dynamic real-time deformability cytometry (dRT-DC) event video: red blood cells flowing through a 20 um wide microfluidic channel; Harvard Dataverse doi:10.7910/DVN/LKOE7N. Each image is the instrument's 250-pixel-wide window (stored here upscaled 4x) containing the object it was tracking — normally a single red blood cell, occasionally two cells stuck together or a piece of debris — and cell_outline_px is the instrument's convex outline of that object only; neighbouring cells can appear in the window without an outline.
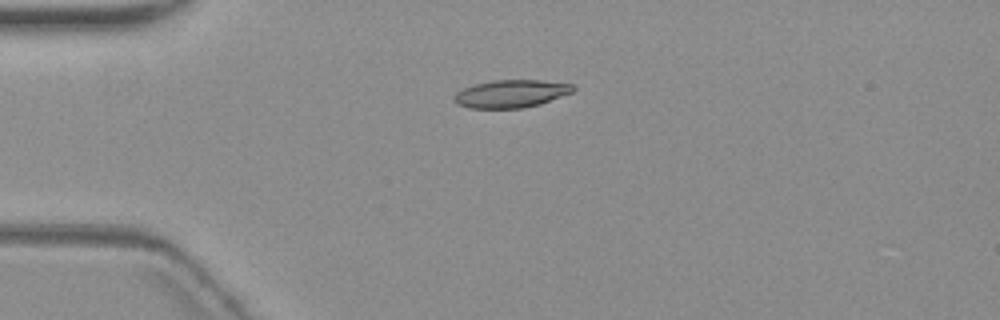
{"species": "common noctule bat (a hibernating species)", "species_latin": "Nyctalus noctula", "temperature_condition": "warm", "stored_images_in_passage": 2, "camera_frame_rate_fps": 3000, "um_per_image_px": 0.085, "animal": {"sex": "female", "body_mass_g": 19.3, "forearm_length_mm": 54.1}, "frame": {"image": 1, "passage_image": 1, "time_ms": 0.0, "image_size_px": [1000, 320], "cell_outline_px": [[576, 88], [572, 92], [540, 104], [524, 108], [468, 108], [456, 104], [452, 100], [452, 96], [456, 92], [464, 88], [476, 84], [492, 80], [540, 80], [572, 84]], "centroid_in_image_um": [43.4, 7.97], "position_along_channel_um": 41.6, "area_um2": 19.31}}